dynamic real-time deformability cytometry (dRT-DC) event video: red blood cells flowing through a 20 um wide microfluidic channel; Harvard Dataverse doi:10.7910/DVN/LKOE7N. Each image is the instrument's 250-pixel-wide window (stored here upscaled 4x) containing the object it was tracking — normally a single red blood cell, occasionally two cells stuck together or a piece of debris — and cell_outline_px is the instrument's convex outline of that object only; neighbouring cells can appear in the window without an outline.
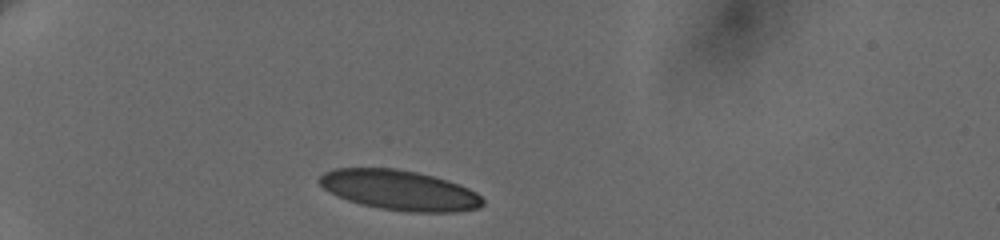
{"species": "human", "species_latin": "Homo sapiens", "temperature_condition": "cold", "stored_images_in_passage": 5, "camera_frame_rate_fps": 3000, "um_per_image_px": 0.085, "donor": {"sex": "female"}, "frame": {"image": 1, "passage_image": 1, "time_ms": 0.0, "image_size_px": [1000, 240], "cell_outline_px": [[484, 204], [480, 208], [456, 212], [408, 212], [380, 208], [360, 204], [336, 196], [328, 192], [316, 180], [324, 172], [336, 168], [396, 168], [416, 172], [448, 180], [460, 184], [476, 192], [484, 200]], "centroid_in_image_um": [33.95, 16.17], "position_along_channel_um": 51.0, "area_um2": 38.32}}
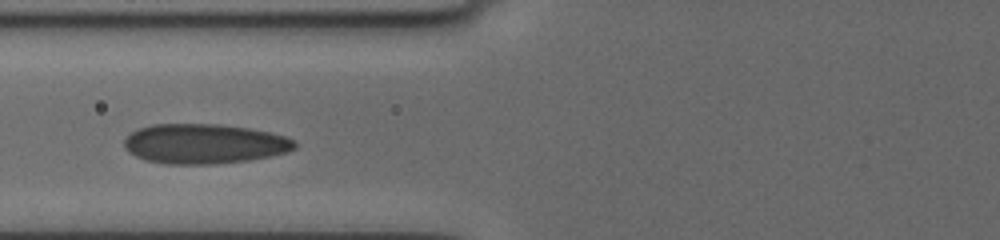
{"frame": {"image": 2, "passage_image": 3, "time_ms": 2.667, "image_size_px": [1000, 240], "cell_outline_px": [[296, 148], [288, 152], [272, 156], [248, 160], [212, 164], [168, 164], [144, 160], [128, 152], [124, 148], [124, 140], [132, 132], [140, 128], [152, 124], [220, 124], [248, 128], [272, 132], [296, 140]], "centroid_in_image_um": [17.38, 12.22], "position_along_channel_um": 108.4, "area_um2": 39.77}}
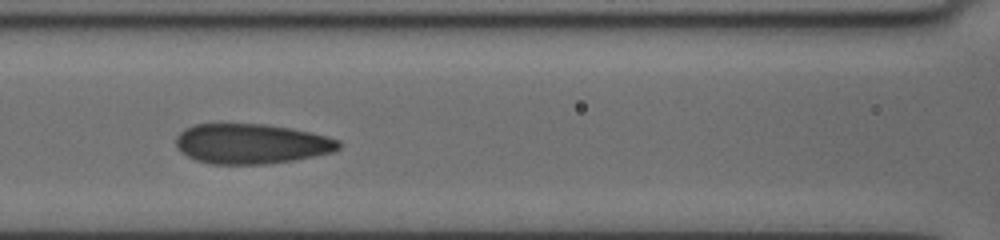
{"frame": {"image": 3, "passage_image": 4, "time_ms": 3.667, "image_size_px": [1000, 240], "cell_outline_px": [[340, 148], [332, 152], [296, 160], [268, 164], [212, 164], [196, 160], [180, 152], [176, 148], [176, 136], [180, 132], [196, 124], [264, 124], [288, 128], [328, 136], [340, 140]], "centroid_in_image_um": [21.36, 12.23], "position_along_channel_um": 145.2, "area_um2": 37.92}}